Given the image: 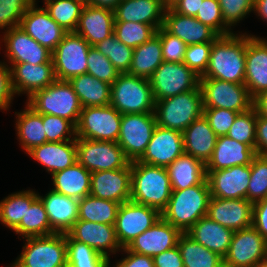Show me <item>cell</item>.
Returning a JSON list of instances; mask_svg holds the SVG:
<instances>
[{"instance_id":"8d00e7d4","label":"cell","mask_w":267,"mask_h":267,"mask_svg":"<svg viewBox=\"0 0 267 267\" xmlns=\"http://www.w3.org/2000/svg\"><path fill=\"white\" fill-rule=\"evenodd\" d=\"M16 115V135L19 145L27 154L34 147L46 143V134L42 123V114L36 113L27 104L20 112H15Z\"/></svg>"},{"instance_id":"f5cc1de1","label":"cell","mask_w":267,"mask_h":267,"mask_svg":"<svg viewBox=\"0 0 267 267\" xmlns=\"http://www.w3.org/2000/svg\"><path fill=\"white\" fill-rule=\"evenodd\" d=\"M254 2L255 0H218L225 24L233 30L232 27L253 13Z\"/></svg>"},{"instance_id":"7402d4cb","label":"cell","mask_w":267,"mask_h":267,"mask_svg":"<svg viewBox=\"0 0 267 267\" xmlns=\"http://www.w3.org/2000/svg\"><path fill=\"white\" fill-rule=\"evenodd\" d=\"M67 234L78 242L85 243L110 259L122 250L118 243L114 225L77 220Z\"/></svg>"},{"instance_id":"3957f363","label":"cell","mask_w":267,"mask_h":267,"mask_svg":"<svg viewBox=\"0 0 267 267\" xmlns=\"http://www.w3.org/2000/svg\"><path fill=\"white\" fill-rule=\"evenodd\" d=\"M210 197L208 182L173 190L166 208L161 212V217L185 233L200 218L207 216Z\"/></svg>"},{"instance_id":"11a10c76","label":"cell","mask_w":267,"mask_h":267,"mask_svg":"<svg viewBox=\"0 0 267 267\" xmlns=\"http://www.w3.org/2000/svg\"><path fill=\"white\" fill-rule=\"evenodd\" d=\"M213 42L187 45L183 63L200 77L205 73Z\"/></svg>"},{"instance_id":"a7ac6f4b","label":"cell","mask_w":267,"mask_h":267,"mask_svg":"<svg viewBox=\"0 0 267 267\" xmlns=\"http://www.w3.org/2000/svg\"><path fill=\"white\" fill-rule=\"evenodd\" d=\"M254 15L260 17L258 19H262L263 22L267 23V0H255L254 2Z\"/></svg>"},{"instance_id":"94428289","label":"cell","mask_w":267,"mask_h":267,"mask_svg":"<svg viewBox=\"0 0 267 267\" xmlns=\"http://www.w3.org/2000/svg\"><path fill=\"white\" fill-rule=\"evenodd\" d=\"M252 226L267 240V197L253 203Z\"/></svg>"},{"instance_id":"5b68a950","label":"cell","mask_w":267,"mask_h":267,"mask_svg":"<svg viewBox=\"0 0 267 267\" xmlns=\"http://www.w3.org/2000/svg\"><path fill=\"white\" fill-rule=\"evenodd\" d=\"M154 114L158 126L183 132L203 115L201 88L155 101Z\"/></svg>"},{"instance_id":"9a60e30c","label":"cell","mask_w":267,"mask_h":267,"mask_svg":"<svg viewBox=\"0 0 267 267\" xmlns=\"http://www.w3.org/2000/svg\"><path fill=\"white\" fill-rule=\"evenodd\" d=\"M266 249L267 240L253 226L234 231L224 267H256Z\"/></svg>"},{"instance_id":"83f0119b","label":"cell","mask_w":267,"mask_h":267,"mask_svg":"<svg viewBox=\"0 0 267 267\" xmlns=\"http://www.w3.org/2000/svg\"><path fill=\"white\" fill-rule=\"evenodd\" d=\"M163 27L187 45L213 42L218 35L193 16H185L172 8L165 9Z\"/></svg>"},{"instance_id":"4316f807","label":"cell","mask_w":267,"mask_h":267,"mask_svg":"<svg viewBox=\"0 0 267 267\" xmlns=\"http://www.w3.org/2000/svg\"><path fill=\"white\" fill-rule=\"evenodd\" d=\"M114 11L85 4L75 33L84 38L90 46H95L113 34Z\"/></svg>"},{"instance_id":"277c9868","label":"cell","mask_w":267,"mask_h":267,"mask_svg":"<svg viewBox=\"0 0 267 267\" xmlns=\"http://www.w3.org/2000/svg\"><path fill=\"white\" fill-rule=\"evenodd\" d=\"M25 103L38 114L64 118L75 127L82 111L78 95L67 80L56 79L48 87L35 91Z\"/></svg>"},{"instance_id":"681fc988","label":"cell","mask_w":267,"mask_h":267,"mask_svg":"<svg viewBox=\"0 0 267 267\" xmlns=\"http://www.w3.org/2000/svg\"><path fill=\"white\" fill-rule=\"evenodd\" d=\"M195 18L210 27L218 36L235 32L225 24L218 0H203Z\"/></svg>"},{"instance_id":"7bdbcfd3","label":"cell","mask_w":267,"mask_h":267,"mask_svg":"<svg viewBox=\"0 0 267 267\" xmlns=\"http://www.w3.org/2000/svg\"><path fill=\"white\" fill-rule=\"evenodd\" d=\"M94 47L112 62L119 73H128L134 48L123 44L114 33Z\"/></svg>"},{"instance_id":"603a6c76","label":"cell","mask_w":267,"mask_h":267,"mask_svg":"<svg viewBox=\"0 0 267 267\" xmlns=\"http://www.w3.org/2000/svg\"><path fill=\"white\" fill-rule=\"evenodd\" d=\"M244 85L252 98L267 90V41L247 32Z\"/></svg>"},{"instance_id":"7a4b0ae2","label":"cell","mask_w":267,"mask_h":267,"mask_svg":"<svg viewBox=\"0 0 267 267\" xmlns=\"http://www.w3.org/2000/svg\"><path fill=\"white\" fill-rule=\"evenodd\" d=\"M172 191L166 167L131 162L130 200L155 208L161 213L166 208Z\"/></svg>"},{"instance_id":"4fadbf2b","label":"cell","mask_w":267,"mask_h":267,"mask_svg":"<svg viewBox=\"0 0 267 267\" xmlns=\"http://www.w3.org/2000/svg\"><path fill=\"white\" fill-rule=\"evenodd\" d=\"M89 43L75 32H68L52 52L56 79L69 81L87 73Z\"/></svg>"},{"instance_id":"816d5d0a","label":"cell","mask_w":267,"mask_h":267,"mask_svg":"<svg viewBox=\"0 0 267 267\" xmlns=\"http://www.w3.org/2000/svg\"><path fill=\"white\" fill-rule=\"evenodd\" d=\"M33 0H0V30H8L20 25L25 11Z\"/></svg>"},{"instance_id":"91938a15","label":"cell","mask_w":267,"mask_h":267,"mask_svg":"<svg viewBox=\"0 0 267 267\" xmlns=\"http://www.w3.org/2000/svg\"><path fill=\"white\" fill-rule=\"evenodd\" d=\"M120 252H124L122 254H126V257L117 260L113 266L109 259V267H154L153 257L129 251L127 248H122Z\"/></svg>"},{"instance_id":"003e7915","label":"cell","mask_w":267,"mask_h":267,"mask_svg":"<svg viewBox=\"0 0 267 267\" xmlns=\"http://www.w3.org/2000/svg\"><path fill=\"white\" fill-rule=\"evenodd\" d=\"M67 267H109V260L67 261Z\"/></svg>"},{"instance_id":"f907efd6","label":"cell","mask_w":267,"mask_h":267,"mask_svg":"<svg viewBox=\"0 0 267 267\" xmlns=\"http://www.w3.org/2000/svg\"><path fill=\"white\" fill-rule=\"evenodd\" d=\"M42 123L46 142L76 140V127L70 121L54 115H42Z\"/></svg>"},{"instance_id":"d6a6232c","label":"cell","mask_w":267,"mask_h":267,"mask_svg":"<svg viewBox=\"0 0 267 267\" xmlns=\"http://www.w3.org/2000/svg\"><path fill=\"white\" fill-rule=\"evenodd\" d=\"M185 233L194 241L224 258L228 253L234 231L205 216Z\"/></svg>"},{"instance_id":"1f68e13d","label":"cell","mask_w":267,"mask_h":267,"mask_svg":"<svg viewBox=\"0 0 267 267\" xmlns=\"http://www.w3.org/2000/svg\"><path fill=\"white\" fill-rule=\"evenodd\" d=\"M184 153L205 164L211 158L218 136L204 115L194 120L183 132Z\"/></svg>"},{"instance_id":"2644e50d","label":"cell","mask_w":267,"mask_h":267,"mask_svg":"<svg viewBox=\"0 0 267 267\" xmlns=\"http://www.w3.org/2000/svg\"><path fill=\"white\" fill-rule=\"evenodd\" d=\"M180 0H162L165 9H171Z\"/></svg>"},{"instance_id":"d4e9b609","label":"cell","mask_w":267,"mask_h":267,"mask_svg":"<svg viewBox=\"0 0 267 267\" xmlns=\"http://www.w3.org/2000/svg\"><path fill=\"white\" fill-rule=\"evenodd\" d=\"M182 232L162 217L137 236L127 247L129 251L154 257L177 246Z\"/></svg>"},{"instance_id":"e0dca14e","label":"cell","mask_w":267,"mask_h":267,"mask_svg":"<svg viewBox=\"0 0 267 267\" xmlns=\"http://www.w3.org/2000/svg\"><path fill=\"white\" fill-rule=\"evenodd\" d=\"M19 26L51 52L68 33L50 17L44 7L37 6V1H34L25 11Z\"/></svg>"},{"instance_id":"bcb514c9","label":"cell","mask_w":267,"mask_h":267,"mask_svg":"<svg viewBox=\"0 0 267 267\" xmlns=\"http://www.w3.org/2000/svg\"><path fill=\"white\" fill-rule=\"evenodd\" d=\"M256 120L257 113L253 107L246 112L239 113L227 136L240 143L249 145L256 151Z\"/></svg>"},{"instance_id":"f35d334b","label":"cell","mask_w":267,"mask_h":267,"mask_svg":"<svg viewBox=\"0 0 267 267\" xmlns=\"http://www.w3.org/2000/svg\"><path fill=\"white\" fill-rule=\"evenodd\" d=\"M163 63L160 37L155 34L144 44L134 48L129 74L149 79Z\"/></svg>"},{"instance_id":"8fae6325","label":"cell","mask_w":267,"mask_h":267,"mask_svg":"<svg viewBox=\"0 0 267 267\" xmlns=\"http://www.w3.org/2000/svg\"><path fill=\"white\" fill-rule=\"evenodd\" d=\"M77 162L92 172L125 168L130 161L117 142L76 138Z\"/></svg>"},{"instance_id":"ffe728a7","label":"cell","mask_w":267,"mask_h":267,"mask_svg":"<svg viewBox=\"0 0 267 267\" xmlns=\"http://www.w3.org/2000/svg\"><path fill=\"white\" fill-rule=\"evenodd\" d=\"M184 153L182 132L156 126L143 156L138 160L153 166L167 167Z\"/></svg>"},{"instance_id":"6da1fadb","label":"cell","mask_w":267,"mask_h":267,"mask_svg":"<svg viewBox=\"0 0 267 267\" xmlns=\"http://www.w3.org/2000/svg\"><path fill=\"white\" fill-rule=\"evenodd\" d=\"M238 33L218 36L213 41L208 67L200 78L244 84L246 33Z\"/></svg>"},{"instance_id":"8992f818","label":"cell","mask_w":267,"mask_h":267,"mask_svg":"<svg viewBox=\"0 0 267 267\" xmlns=\"http://www.w3.org/2000/svg\"><path fill=\"white\" fill-rule=\"evenodd\" d=\"M110 105L122 115L154 113L155 99L149 79L120 73L111 85Z\"/></svg>"},{"instance_id":"6f0895ef","label":"cell","mask_w":267,"mask_h":267,"mask_svg":"<svg viewBox=\"0 0 267 267\" xmlns=\"http://www.w3.org/2000/svg\"><path fill=\"white\" fill-rule=\"evenodd\" d=\"M66 257L67 261L109 260L106 256L98 253L85 243L72 239L66 233Z\"/></svg>"},{"instance_id":"2e32d148","label":"cell","mask_w":267,"mask_h":267,"mask_svg":"<svg viewBox=\"0 0 267 267\" xmlns=\"http://www.w3.org/2000/svg\"><path fill=\"white\" fill-rule=\"evenodd\" d=\"M3 33L0 40L5 46V57L8 63L43 64L52 59V52L41 46L20 26L12 27Z\"/></svg>"},{"instance_id":"b9f144b4","label":"cell","mask_w":267,"mask_h":267,"mask_svg":"<svg viewBox=\"0 0 267 267\" xmlns=\"http://www.w3.org/2000/svg\"><path fill=\"white\" fill-rule=\"evenodd\" d=\"M45 10L65 31L75 32L84 0H44Z\"/></svg>"},{"instance_id":"d6986e66","label":"cell","mask_w":267,"mask_h":267,"mask_svg":"<svg viewBox=\"0 0 267 267\" xmlns=\"http://www.w3.org/2000/svg\"><path fill=\"white\" fill-rule=\"evenodd\" d=\"M89 195L120 204L129 201L131 198V162L125 168L92 172Z\"/></svg>"},{"instance_id":"30bf717a","label":"cell","mask_w":267,"mask_h":267,"mask_svg":"<svg viewBox=\"0 0 267 267\" xmlns=\"http://www.w3.org/2000/svg\"><path fill=\"white\" fill-rule=\"evenodd\" d=\"M203 108H222L246 112L253 107V98L244 84L214 78H200Z\"/></svg>"},{"instance_id":"ba28073f","label":"cell","mask_w":267,"mask_h":267,"mask_svg":"<svg viewBox=\"0 0 267 267\" xmlns=\"http://www.w3.org/2000/svg\"><path fill=\"white\" fill-rule=\"evenodd\" d=\"M122 114L112 105L84 107L76 125V138L117 142Z\"/></svg>"},{"instance_id":"ee69618b","label":"cell","mask_w":267,"mask_h":267,"mask_svg":"<svg viewBox=\"0 0 267 267\" xmlns=\"http://www.w3.org/2000/svg\"><path fill=\"white\" fill-rule=\"evenodd\" d=\"M156 29L149 24L139 22L114 21V30L116 38L123 44L136 48L147 42L156 34Z\"/></svg>"},{"instance_id":"e7e4bbea","label":"cell","mask_w":267,"mask_h":267,"mask_svg":"<svg viewBox=\"0 0 267 267\" xmlns=\"http://www.w3.org/2000/svg\"><path fill=\"white\" fill-rule=\"evenodd\" d=\"M201 2H203V0H180L172 9L181 15L195 17L200 9Z\"/></svg>"},{"instance_id":"89a4df30","label":"cell","mask_w":267,"mask_h":267,"mask_svg":"<svg viewBox=\"0 0 267 267\" xmlns=\"http://www.w3.org/2000/svg\"><path fill=\"white\" fill-rule=\"evenodd\" d=\"M120 1L121 0H88L86 3L94 7L106 8L114 11Z\"/></svg>"},{"instance_id":"db71d44e","label":"cell","mask_w":267,"mask_h":267,"mask_svg":"<svg viewBox=\"0 0 267 267\" xmlns=\"http://www.w3.org/2000/svg\"><path fill=\"white\" fill-rule=\"evenodd\" d=\"M156 34L160 37L163 61L182 63L187 44L177 36L169 33L163 26L156 31Z\"/></svg>"},{"instance_id":"7c38bea8","label":"cell","mask_w":267,"mask_h":267,"mask_svg":"<svg viewBox=\"0 0 267 267\" xmlns=\"http://www.w3.org/2000/svg\"><path fill=\"white\" fill-rule=\"evenodd\" d=\"M156 126L154 113L122 115L117 143L130 162L138 161L143 156Z\"/></svg>"},{"instance_id":"9c48e42d","label":"cell","mask_w":267,"mask_h":267,"mask_svg":"<svg viewBox=\"0 0 267 267\" xmlns=\"http://www.w3.org/2000/svg\"><path fill=\"white\" fill-rule=\"evenodd\" d=\"M155 101L163 100L200 87V76L186 64L163 63L149 78Z\"/></svg>"},{"instance_id":"60d3db41","label":"cell","mask_w":267,"mask_h":267,"mask_svg":"<svg viewBox=\"0 0 267 267\" xmlns=\"http://www.w3.org/2000/svg\"><path fill=\"white\" fill-rule=\"evenodd\" d=\"M120 203L87 195L79 200L78 220L114 225Z\"/></svg>"},{"instance_id":"ac0fdd59","label":"cell","mask_w":267,"mask_h":267,"mask_svg":"<svg viewBox=\"0 0 267 267\" xmlns=\"http://www.w3.org/2000/svg\"><path fill=\"white\" fill-rule=\"evenodd\" d=\"M211 197L221 199H247L251 176L250 165L232 166L206 171Z\"/></svg>"},{"instance_id":"4dcf8cb0","label":"cell","mask_w":267,"mask_h":267,"mask_svg":"<svg viewBox=\"0 0 267 267\" xmlns=\"http://www.w3.org/2000/svg\"><path fill=\"white\" fill-rule=\"evenodd\" d=\"M162 0H121L114 10V21L139 22L158 30L164 23Z\"/></svg>"},{"instance_id":"836d02e7","label":"cell","mask_w":267,"mask_h":267,"mask_svg":"<svg viewBox=\"0 0 267 267\" xmlns=\"http://www.w3.org/2000/svg\"><path fill=\"white\" fill-rule=\"evenodd\" d=\"M24 238L54 234L38 192L26 190V213L20 224L13 230Z\"/></svg>"},{"instance_id":"74e56055","label":"cell","mask_w":267,"mask_h":267,"mask_svg":"<svg viewBox=\"0 0 267 267\" xmlns=\"http://www.w3.org/2000/svg\"><path fill=\"white\" fill-rule=\"evenodd\" d=\"M69 82L78 95L82 108L110 105L111 84L87 73L72 77Z\"/></svg>"},{"instance_id":"f1b7e54d","label":"cell","mask_w":267,"mask_h":267,"mask_svg":"<svg viewBox=\"0 0 267 267\" xmlns=\"http://www.w3.org/2000/svg\"><path fill=\"white\" fill-rule=\"evenodd\" d=\"M256 151L247 144L231 139L227 135L219 136L214 151L206 165V171H216L239 165H251Z\"/></svg>"},{"instance_id":"cb8c5ba5","label":"cell","mask_w":267,"mask_h":267,"mask_svg":"<svg viewBox=\"0 0 267 267\" xmlns=\"http://www.w3.org/2000/svg\"><path fill=\"white\" fill-rule=\"evenodd\" d=\"M253 203L247 199L210 197L207 216L233 231L252 227Z\"/></svg>"},{"instance_id":"e575fe53","label":"cell","mask_w":267,"mask_h":267,"mask_svg":"<svg viewBox=\"0 0 267 267\" xmlns=\"http://www.w3.org/2000/svg\"><path fill=\"white\" fill-rule=\"evenodd\" d=\"M172 190H182L207 182L206 165L190 154H181L167 167Z\"/></svg>"},{"instance_id":"ab89813d","label":"cell","mask_w":267,"mask_h":267,"mask_svg":"<svg viewBox=\"0 0 267 267\" xmlns=\"http://www.w3.org/2000/svg\"><path fill=\"white\" fill-rule=\"evenodd\" d=\"M177 246L184 267H224V258L194 241L186 233L179 236Z\"/></svg>"},{"instance_id":"c3c4849f","label":"cell","mask_w":267,"mask_h":267,"mask_svg":"<svg viewBox=\"0 0 267 267\" xmlns=\"http://www.w3.org/2000/svg\"><path fill=\"white\" fill-rule=\"evenodd\" d=\"M87 74L112 85L120 73L105 55L91 46L87 56Z\"/></svg>"},{"instance_id":"7dc6e473","label":"cell","mask_w":267,"mask_h":267,"mask_svg":"<svg viewBox=\"0 0 267 267\" xmlns=\"http://www.w3.org/2000/svg\"><path fill=\"white\" fill-rule=\"evenodd\" d=\"M247 200L255 203L267 197V157L256 155L250 165Z\"/></svg>"},{"instance_id":"484cf974","label":"cell","mask_w":267,"mask_h":267,"mask_svg":"<svg viewBox=\"0 0 267 267\" xmlns=\"http://www.w3.org/2000/svg\"><path fill=\"white\" fill-rule=\"evenodd\" d=\"M55 233L66 234L78 220L79 199L50 189L44 196L38 193Z\"/></svg>"},{"instance_id":"f6af8a7d","label":"cell","mask_w":267,"mask_h":267,"mask_svg":"<svg viewBox=\"0 0 267 267\" xmlns=\"http://www.w3.org/2000/svg\"><path fill=\"white\" fill-rule=\"evenodd\" d=\"M26 213V190L14 192L0 201V222L12 231Z\"/></svg>"},{"instance_id":"be15d7a7","label":"cell","mask_w":267,"mask_h":267,"mask_svg":"<svg viewBox=\"0 0 267 267\" xmlns=\"http://www.w3.org/2000/svg\"><path fill=\"white\" fill-rule=\"evenodd\" d=\"M256 154L267 157V118L257 114L256 120Z\"/></svg>"},{"instance_id":"52a82bcc","label":"cell","mask_w":267,"mask_h":267,"mask_svg":"<svg viewBox=\"0 0 267 267\" xmlns=\"http://www.w3.org/2000/svg\"><path fill=\"white\" fill-rule=\"evenodd\" d=\"M24 241L12 267H67L66 234L28 237Z\"/></svg>"},{"instance_id":"680465c9","label":"cell","mask_w":267,"mask_h":267,"mask_svg":"<svg viewBox=\"0 0 267 267\" xmlns=\"http://www.w3.org/2000/svg\"><path fill=\"white\" fill-rule=\"evenodd\" d=\"M11 71L7 61H0V110L7 111L14 99Z\"/></svg>"},{"instance_id":"5bb4252c","label":"cell","mask_w":267,"mask_h":267,"mask_svg":"<svg viewBox=\"0 0 267 267\" xmlns=\"http://www.w3.org/2000/svg\"><path fill=\"white\" fill-rule=\"evenodd\" d=\"M160 218L161 213L155 208L132 200L120 204L114 227L121 248H127L137 236L149 229Z\"/></svg>"},{"instance_id":"d590c367","label":"cell","mask_w":267,"mask_h":267,"mask_svg":"<svg viewBox=\"0 0 267 267\" xmlns=\"http://www.w3.org/2000/svg\"><path fill=\"white\" fill-rule=\"evenodd\" d=\"M51 176L52 189L56 192L79 200L90 193L91 172L78 162Z\"/></svg>"},{"instance_id":"03108f58","label":"cell","mask_w":267,"mask_h":267,"mask_svg":"<svg viewBox=\"0 0 267 267\" xmlns=\"http://www.w3.org/2000/svg\"><path fill=\"white\" fill-rule=\"evenodd\" d=\"M253 108L260 117L267 118V90L253 98Z\"/></svg>"},{"instance_id":"9f6ffc18","label":"cell","mask_w":267,"mask_h":267,"mask_svg":"<svg viewBox=\"0 0 267 267\" xmlns=\"http://www.w3.org/2000/svg\"><path fill=\"white\" fill-rule=\"evenodd\" d=\"M238 114L222 108H203L204 117L218 137L227 135Z\"/></svg>"},{"instance_id":"44dd1931","label":"cell","mask_w":267,"mask_h":267,"mask_svg":"<svg viewBox=\"0 0 267 267\" xmlns=\"http://www.w3.org/2000/svg\"><path fill=\"white\" fill-rule=\"evenodd\" d=\"M11 71L14 94H27L29 98L35 91L44 89L56 80L53 60L43 64L7 63Z\"/></svg>"},{"instance_id":"f546056e","label":"cell","mask_w":267,"mask_h":267,"mask_svg":"<svg viewBox=\"0 0 267 267\" xmlns=\"http://www.w3.org/2000/svg\"><path fill=\"white\" fill-rule=\"evenodd\" d=\"M30 158L41 164L50 175L64 170L77 162L76 140L46 142L34 147L27 153Z\"/></svg>"},{"instance_id":"753ad0ef","label":"cell","mask_w":267,"mask_h":267,"mask_svg":"<svg viewBox=\"0 0 267 267\" xmlns=\"http://www.w3.org/2000/svg\"><path fill=\"white\" fill-rule=\"evenodd\" d=\"M263 260L267 263V249H266V252H265Z\"/></svg>"},{"instance_id":"6125c7cd","label":"cell","mask_w":267,"mask_h":267,"mask_svg":"<svg viewBox=\"0 0 267 267\" xmlns=\"http://www.w3.org/2000/svg\"><path fill=\"white\" fill-rule=\"evenodd\" d=\"M153 262L154 267H184L178 246L154 256Z\"/></svg>"},{"instance_id":"8c879c8a","label":"cell","mask_w":267,"mask_h":267,"mask_svg":"<svg viewBox=\"0 0 267 267\" xmlns=\"http://www.w3.org/2000/svg\"><path fill=\"white\" fill-rule=\"evenodd\" d=\"M256 267H267V263L264 260H262L257 264Z\"/></svg>"}]
</instances>
